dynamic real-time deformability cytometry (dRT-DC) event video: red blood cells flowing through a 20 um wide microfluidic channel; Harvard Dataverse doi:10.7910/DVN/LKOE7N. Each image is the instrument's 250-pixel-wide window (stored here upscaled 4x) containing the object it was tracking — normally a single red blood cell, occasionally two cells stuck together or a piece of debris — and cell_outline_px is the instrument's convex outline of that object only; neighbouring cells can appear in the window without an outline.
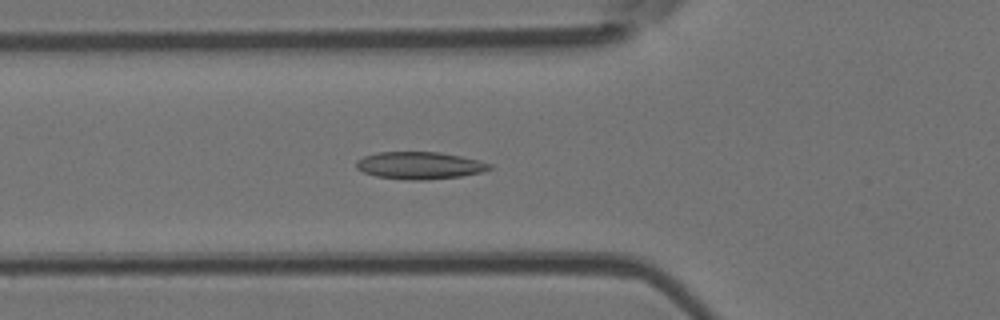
{"species": "Egyptian fruit bat (a non-hibernating species)", "species_latin": "Rousettus aegyptiacus", "temperature_condition": "room temperature", "stored_images_in_passage": 49, "camera_frame_rate_fps": 3000, "um_per_image_px": 0.085, "animal": {"sex": "female"}, "frame": {"image": 1, "passage_image": 17, "time_ms": 5.333, "image_size_px": [1000, 320], "cell_outline_px": [[492, 168], [480, 172], [460, 176], [420, 180], [412, 180], [376, 176], [364, 172], [356, 168], [356, 160], [364, 156], [380, 152], [440, 152], [480, 160], [492, 164]], "centroid_in_image_um": [35.67, 14.05], "position_along_channel_um": 90.1, "area_um2": 20.98}}
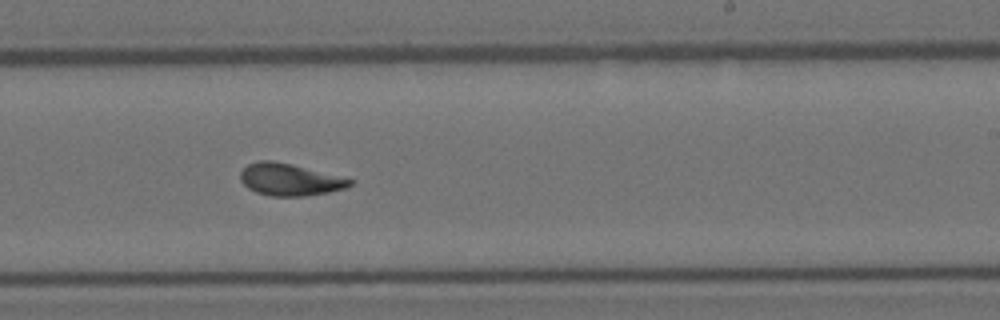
{"frame": {"image": 2, "passage_image": 30, "time_ms": 9.667, "image_size_px": [1000, 320], "cell_outline_px": [[352, 184], [344, 188], [328, 192], [304, 196], [272, 196], [256, 192], [248, 188], [240, 180], [240, 172], [248, 164], [260, 160], [272, 160], [292, 164], [352, 180]], "centroid_in_image_um": [24.56, 15.26], "position_along_channel_um": 264.4, "area_um2": 20.11}}
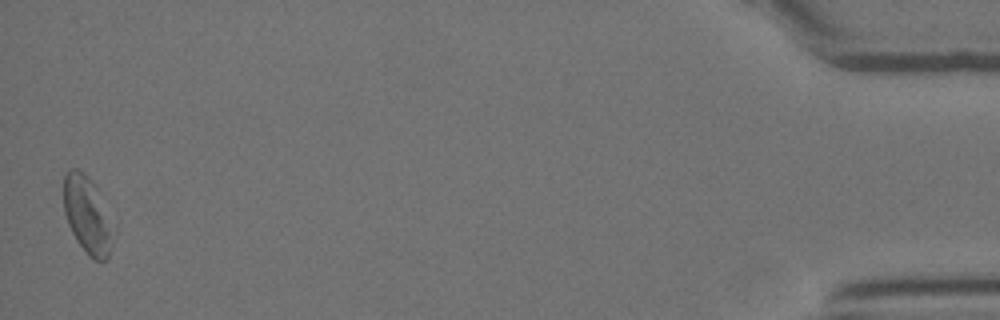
{"frame": {"image": 3, "passage_image": 49, "time_ms": 16.0, "image_size_px": [1000, 320], "cell_outline_px": [[116, 232], [108, 260], [92, 260], [88, 256], [76, 240], [68, 224], [64, 212], [64, 176], [72, 168], [80, 168], [88, 176], [96, 188]], "centroid_in_image_um": [7.45, 18.33], "position_along_channel_um": 427.8, "area_um2": 22.48}, "authors_computed_cell_mechanics": {"area_um2": 20.8658, "velocity_mm_per_s": 4.0193, "shape_relaxation_time_tau1_ms": 6.6147, "shape_relaxation_time_tau2_ms": 1.3629, "deformation_change_tau1": 0.1774, "deformation_change_tau2": 0.0657}}